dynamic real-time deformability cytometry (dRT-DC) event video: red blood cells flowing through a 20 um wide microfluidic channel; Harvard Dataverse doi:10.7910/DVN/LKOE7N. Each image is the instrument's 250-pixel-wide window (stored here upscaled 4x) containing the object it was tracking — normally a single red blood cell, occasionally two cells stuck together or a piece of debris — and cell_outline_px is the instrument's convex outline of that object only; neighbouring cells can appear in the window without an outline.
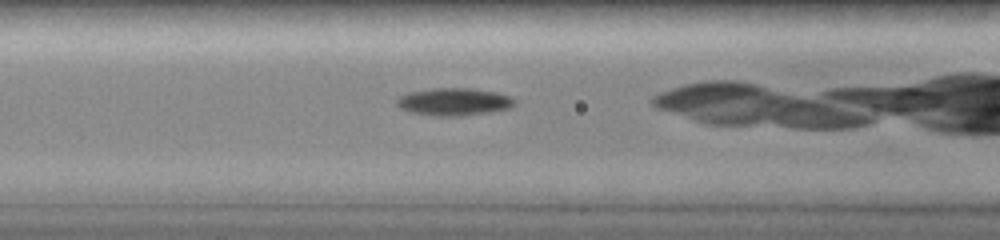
{"species": "common noctule bat (a hibernating species)", "species_latin": "Nyctalus noctula", "temperature_condition": "room temperature", "stored_images_in_passage": 33, "camera_frame_rate_fps": 3000, "um_per_image_px": 0.085, "animal": {"sex": "female", "body_mass_g": 19.0, "forearm_length_mm": 51.5}, "frame": {"image": 1, "passage_image": 13, "time_ms": 4.0, "image_size_px": [1000, 240], "cell_outline_px": [[516, 104], [508, 108], [488, 112], [464, 116], [432, 116], [408, 112], [400, 108], [396, 104], [396, 100], [400, 96], [412, 92], [432, 88], [468, 88], [496, 92], [508, 96], [516, 100]], "centroid_in_image_um": [38.56, 8.66], "position_along_channel_um": 128.0, "area_um2": 18.9}}
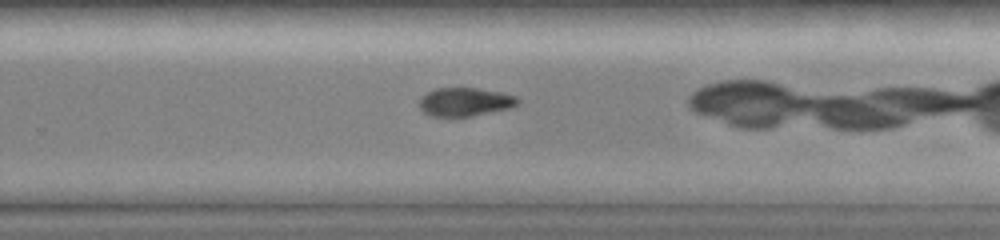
{"frame": {"image": 2, "passage_image": 25, "time_ms": 8.0, "image_size_px": [1000, 240], "cell_outline_px": [[520, 100], [516, 104], [508, 108], [472, 116], [432, 116], [424, 112], [420, 108], [420, 100], [428, 92], [436, 88], [476, 88], [500, 92], [516, 96]], "centroid_in_image_um": [39.53, 8.66], "position_along_channel_um": 290.3, "area_um2": 16.01}}
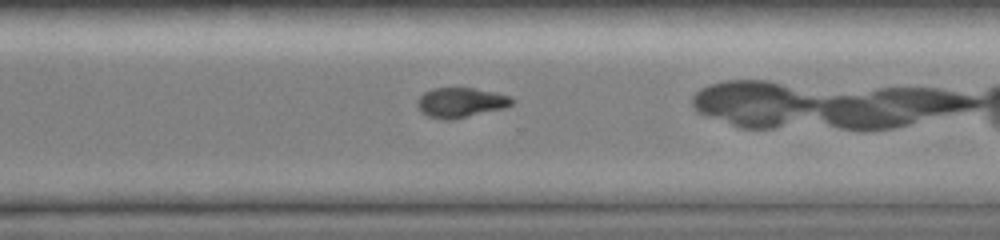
{"frame": {"image": 3, "passage_image": 28, "time_ms": 9.0, "image_size_px": [1000, 240], "cell_outline_px": [[516, 100], [512, 104], [504, 108], [452, 120], [444, 120], [428, 116], [416, 104], [420, 96], [424, 92], [432, 88], [472, 88], [512, 96]], "centroid_in_image_um": [39.19, 8.71], "position_along_channel_um": 331.4, "area_um2": 16.36}}